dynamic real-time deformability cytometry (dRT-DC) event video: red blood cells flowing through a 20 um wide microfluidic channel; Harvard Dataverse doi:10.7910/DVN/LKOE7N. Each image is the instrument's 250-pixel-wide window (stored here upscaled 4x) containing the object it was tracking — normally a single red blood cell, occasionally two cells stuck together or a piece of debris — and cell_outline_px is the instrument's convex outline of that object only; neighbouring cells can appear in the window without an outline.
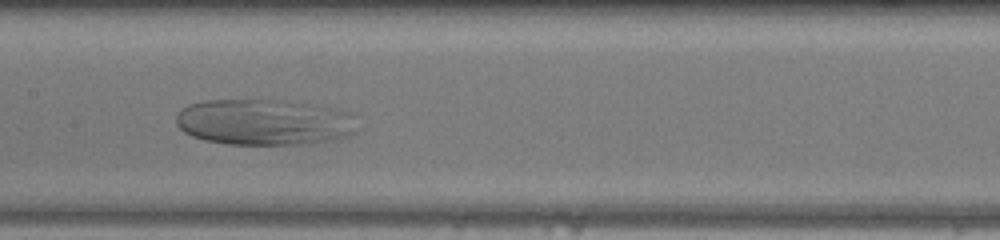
{"species": "human", "species_latin": "Homo sapiens", "temperature_condition": "warm", "stored_images_in_passage": 46, "camera_frame_rate_fps": 3000, "um_per_image_px": 0.085, "donor": {"sex": "female"}, "frame": {"image": 1, "passage_image": 21, "time_ms": 6.667, "image_size_px": [1000, 240], "cell_outline_px": [[348, 136], [336, 140], [300, 144], [228, 144], [204, 140], [192, 136], [184, 132], [176, 124], [176, 116], [188, 104], [204, 100], [288, 100], [312, 104], [348, 132]], "centroid_in_image_um": [21.94, 10.4], "position_along_channel_um": 185.5, "area_um2": 45.14}}
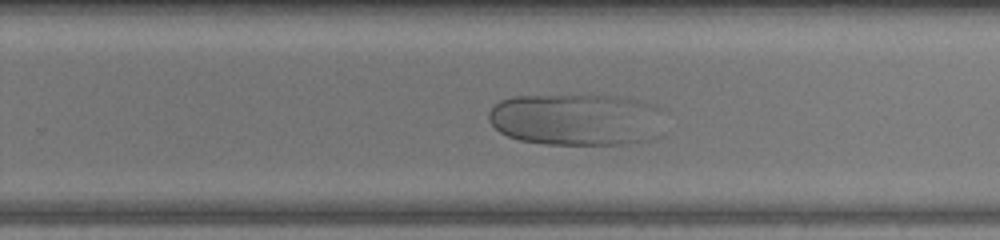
{"frame": {"image": 2, "passage_image": 28, "time_ms": 9.0, "image_size_px": [1000, 240], "cell_outline_px": [[664, 108], [640, 140], [628, 144], [544, 144], [520, 140], [508, 136], [500, 132], [488, 120], [488, 112], [500, 100], [512, 96], [616, 96], [636, 100], [652, 104]], "centroid_in_image_um": [48.77, 10.13], "position_along_channel_um": 281.0, "area_um2": 51.5}}
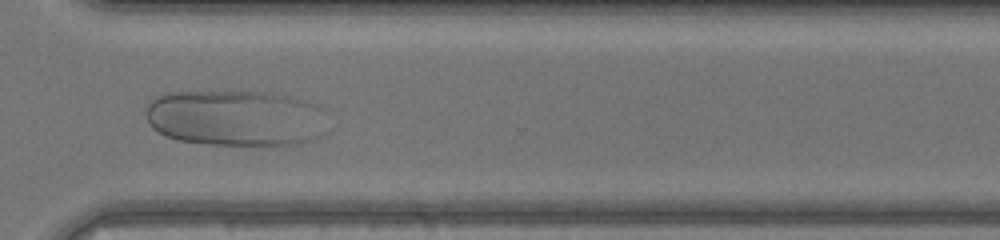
{"frame": {"image": 3, "passage_image": 33, "time_ms": 10.667, "image_size_px": [1000, 240], "cell_outline_px": [[320, 136], [316, 140], [300, 144], [212, 144], [180, 140], [168, 136], [152, 128], [148, 124], [144, 112], [148, 104], [156, 96], [168, 92], [264, 92], [288, 96], [304, 100], [316, 104], [320, 108]], "centroid_in_image_um": [19.94, 10.02], "position_along_channel_um": 350.7, "area_um2": 58.67}}